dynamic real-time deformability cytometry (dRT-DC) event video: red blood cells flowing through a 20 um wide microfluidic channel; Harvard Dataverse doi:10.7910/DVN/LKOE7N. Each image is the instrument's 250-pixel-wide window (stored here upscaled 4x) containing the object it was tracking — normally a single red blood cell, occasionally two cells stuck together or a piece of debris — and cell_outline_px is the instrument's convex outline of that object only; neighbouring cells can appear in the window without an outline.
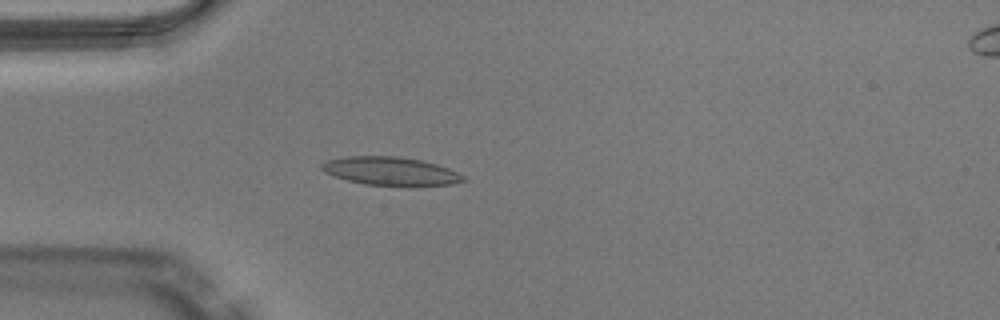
{"species": "Egyptian fruit bat (a non-hibernating species)", "species_latin": "Rousettus aegyptiacus", "temperature_condition": "warm", "stored_images_in_passage": 36, "camera_frame_rate_fps": 3000, "um_per_image_px": 0.085, "animal": {"sex": "male"}, "frame": {"image": 1, "passage_image": 1, "time_ms": 0.0, "image_size_px": [1000, 320], "cell_outline_px": [[468, 180], [452, 184], [408, 188], [364, 184], [348, 180], [324, 172], [320, 168], [320, 164], [328, 160], [348, 156], [396, 156], [420, 160], [436, 164], [448, 168], [464, 176]], "centroid_in_image_um": [33.25, 14.58], "position_along_channel_um": 51.8, "area_um2": 23.93}}
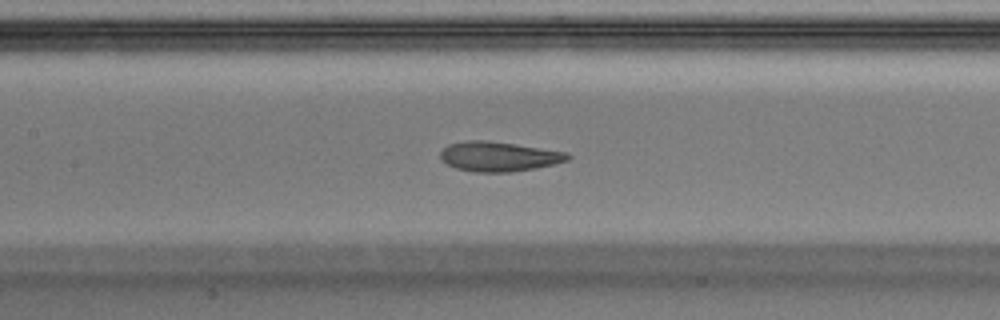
{"frame": {"image": 2, "passage_image": 10, "time_ms": 3.0, "image_size_px": [1000, 320], "cell_outline_px": [[572, 156], [568, 160], [536, 168], [508, 172], [476, 172], [456, 168], [440, 160], [440, 152], [448, 144], [468, 140], [484, 140], [568, 152]], "centroid_in_image_um": [42.38, 13.3], "position_along_channel_um": 165.0, "area_um2": 21.85}}
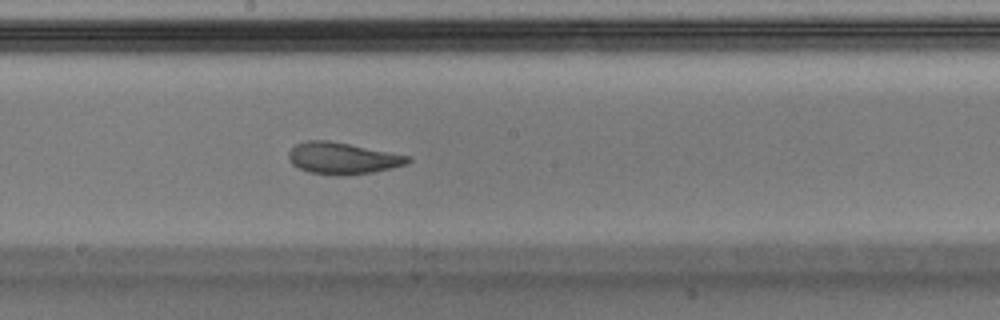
{"frame": {"image": 3, "passage_image": 14, "time_ms": 4.333, "image_size_px": [1000, 320], "cell_outline_px": [[412, 160], [408, 164], [392, 168], [372, 172], [344, 176], [336, 176], [308, 172], [292, 164], [288, 160], [288, 152], [296, 144], [308, 140], [328, 140], [412, 156]], "centroid_in_image_um": [29.13, 13.46], "position_along_channel_um": 219.1, "area_um2": 22.2}, "authors_computed_cell_mechanics": {"area_um2": 22.7154, "velocity_mm_per_s": 4.0581, "shape_relaxation_time_tau1_ms": 4.301, "shape_relaxation_time_tau2_ms": 1.7836, "deformation_change_tau1": 0.1672, "deformation_change_tau2": 0.0901}}